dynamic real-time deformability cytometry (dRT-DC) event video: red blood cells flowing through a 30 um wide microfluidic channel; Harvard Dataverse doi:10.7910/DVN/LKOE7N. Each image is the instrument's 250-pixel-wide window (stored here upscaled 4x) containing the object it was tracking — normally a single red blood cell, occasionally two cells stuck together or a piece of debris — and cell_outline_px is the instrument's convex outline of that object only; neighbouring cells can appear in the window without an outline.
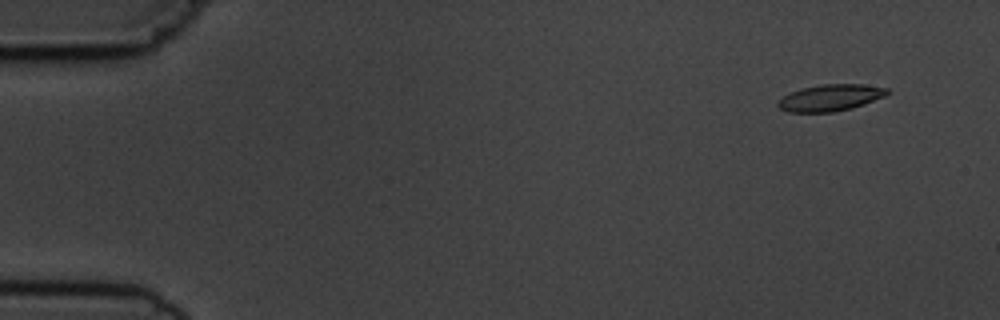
{"species": "common noctule bat (a hibernating species)", "species_latin": "Nyctalus noctula", "temperature_condition": "cold", "stored_images_in_passage": 5, "camera_frame_rate_fps": 3000, "um_per_image_px": 0.085, "animal": {"sex": "male", "body_mass_g": 19.5, "forearm_length_mm": 54.6}, "frame": {"image": 1, "passage_image": 5, "time_ms": 5.667, "image_size_px": [1000, 320], "cell_outline_px": [[892, 92], [884, 96], [864, 104], [852, 108], [832, 112], [788, 112], [780, 108], [776, 104], [784, 96], [800, 88], [820, 84], [864, 84], [888, 88]], "centroid_in_image_um": [70.61, 8.29], "position_along_channel_um": 14.4, "area_um2": 16.94}}